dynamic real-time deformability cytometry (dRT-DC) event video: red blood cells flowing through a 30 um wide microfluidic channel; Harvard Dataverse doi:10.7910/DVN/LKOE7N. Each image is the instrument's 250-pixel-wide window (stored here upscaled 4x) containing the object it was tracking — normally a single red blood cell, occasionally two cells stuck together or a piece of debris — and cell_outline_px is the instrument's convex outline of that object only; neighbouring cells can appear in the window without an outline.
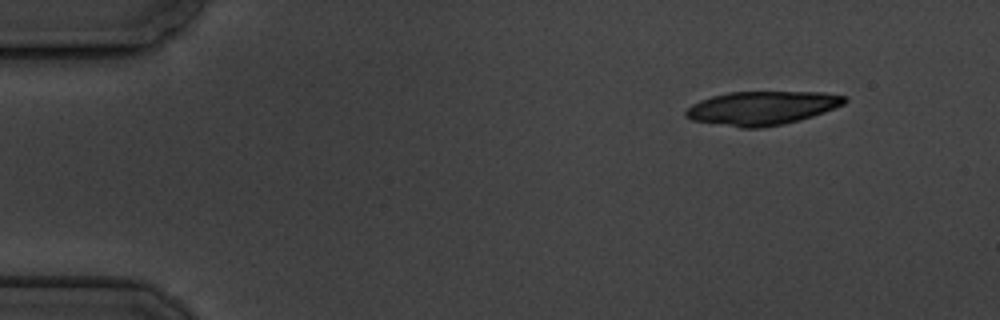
{"species": "common noctule bat (a hibernating species)", "species_latin": "Nyctalus noctula", "temperature_condition": "cold", "stored_images_in_passage": 4, "camera_frame_rate_fps": 3000, "um_per_image_px": 0.085, "animal": {"sex": "male", "body_mass_g": 19.5, "forearm_length_mm": 54.6}, "frame": {"image": 1, "passage_image": 1, "time_ms": 0.0, "image_size_px": [1000, 320], "cell_outline_px": [[848, 100], [844, 104], [824, 112], [800, 120], [784, 124], [764, 128], [740, 128], [692, 120], [684, 116], [684, 112], [692, 104], [700, 100], [712, 96], [728, 92], [824, 92], [848, 96]], "centroid_in_image_um": [64.78, 9.19], "position_along_channel_um": 20.2, "area_um2": 31.39}}